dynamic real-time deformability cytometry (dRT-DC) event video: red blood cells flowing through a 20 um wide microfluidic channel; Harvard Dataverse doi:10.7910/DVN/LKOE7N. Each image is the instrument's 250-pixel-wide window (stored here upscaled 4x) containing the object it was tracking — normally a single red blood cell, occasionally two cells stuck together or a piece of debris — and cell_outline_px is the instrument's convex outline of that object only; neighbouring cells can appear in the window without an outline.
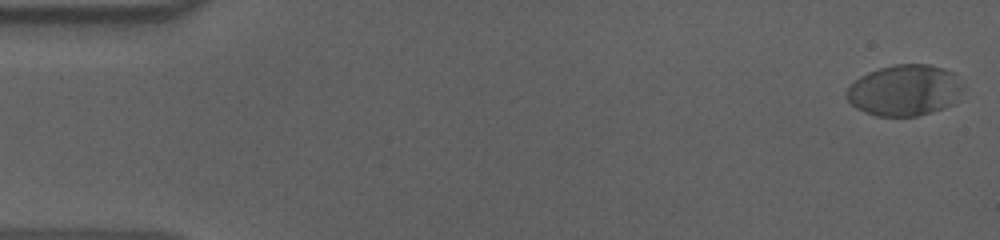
{"species": "human", "species_latin": "Homo sapiens", "temperature_condition": "cold", "stored_images_in_passage": 56, "camera_frame_rate_fps": 3000, "um_per_image_px": 0.085, "donor": {"sex": "male"}, "frame": {"image": 1, "passage_image": 1, "time_ms": 0.0, "image_size_px": [1000, 240], "cell_outline_px": [[964, 88], [952, 104], [944, 108], [932, 112], [916, 116], [876, 116], [864, 112], [856, 108], [848, 100], [844, 92], [860, 76], [868, 72], [880, 68], [896, 64], [928, 64], [944, 68], [952, 72], [964, 84]], "centroid_in_image_um": [76.9, 7.67], "position_along_channel_um": 8.1, "area_um2": 34.8}}
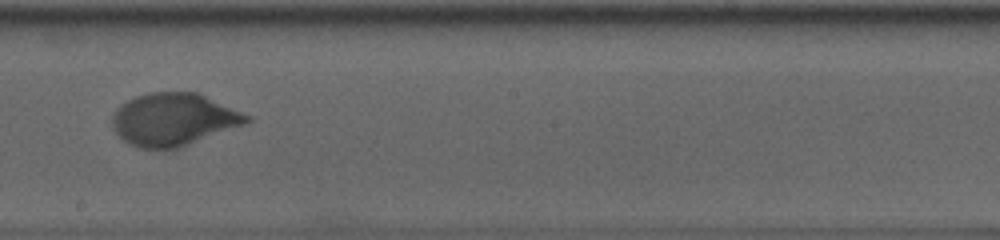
{"frame": {"image": 2, "passage_image": 32, "time_ms": 10.333, "image_size_px": [1000, 240], "cell_outline_px": [[252, 120], [248, 124], [180, 148], [136, 148], [128, 144], [116, 132], [112, 124], [112, 116], [116, 108], [120, 104], [136, 96], [148, 92], [196, 92], [252, 116]], "centroid_in_image_um": [14.79, 10.16], "position_along_channel_um": 233.4, "area_um2": 41.5}}
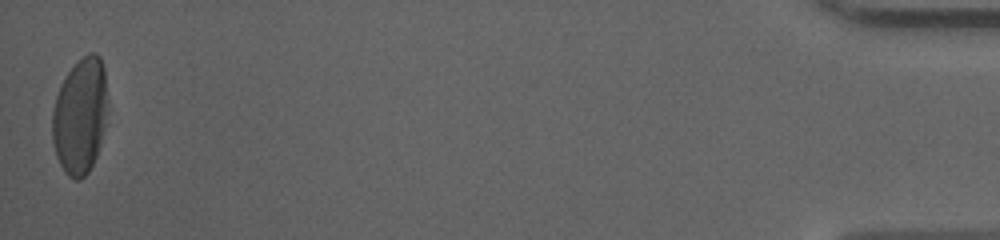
{"frame": {"image": 3, "passage_image": 56, "time_ms": 18.333, "image_size_px": [1000, 240], "cell_outline_px": [[104, 128], [96, 156], [88, 172], [80, 180], [76, 180], [68, 176], [64, 172], [56, 156], [52, 140], [52, 112], [56, 96], [60, 84], [68, 72], [88, 52], [96, 52], [100, 56], [104, 68]], "centroid_in_image_um": [6.76, 9.88], "position_along_channel_um": 428.4, "area_um2": 36.7}, "authors_computed_cell_mechanics": {"area_um2": 39.6508, "velocity_mm_per_s": 3.6055, "shape_relaxation_time_tau1_ms": 4.0156, "shape_relaxation_time_tau2_ms": null, "deformation_change_tau1": 0.185, "deformation_change_tau2": null}}